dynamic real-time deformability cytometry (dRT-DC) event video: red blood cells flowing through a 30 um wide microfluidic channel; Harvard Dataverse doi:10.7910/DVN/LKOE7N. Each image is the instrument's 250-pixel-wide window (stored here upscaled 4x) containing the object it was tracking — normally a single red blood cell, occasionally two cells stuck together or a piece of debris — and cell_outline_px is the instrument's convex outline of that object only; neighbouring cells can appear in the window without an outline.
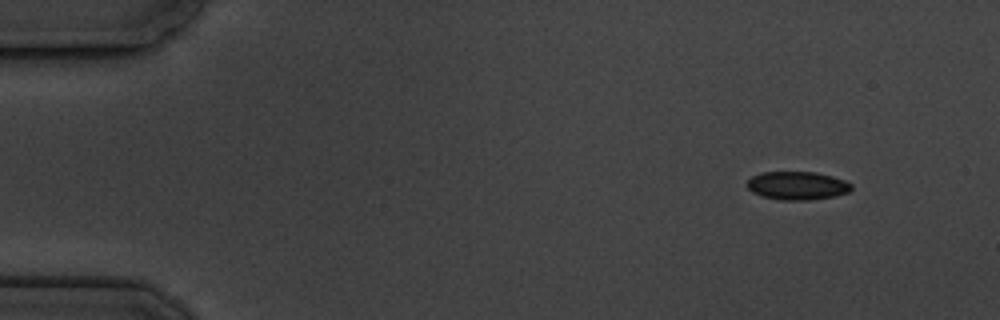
{"species": "common noctule bat (a hibernating species)", "species_latin": "Nyctalus noctula", "temperature_condition": "cold", "stored_images_in_passage": 6, "camera_frame_rate_fps": 3000, "um_per_image_px": 0.085, "animal": {"sex": "male", "body_mass_g": 19.5, "forearm_length_mm": 54.6}, "frame": {"image": 1, "passage_image": 1, "time_ms": 0.0, "image_size_px": [1000, 320], "cell_outline_px": [[852, 188], [848, 192], [836, 196], [808, 200], [780, 200], [760, 196], [752, 192], [744, 184], [752, 176], [760, 172], [816, 172], [832, 176], [844, 180], [852, 184]], "centroid_in_image_um": [67.73, 15.78], "position_along_channel_um": 17.3, "area_um2": 17.4}}
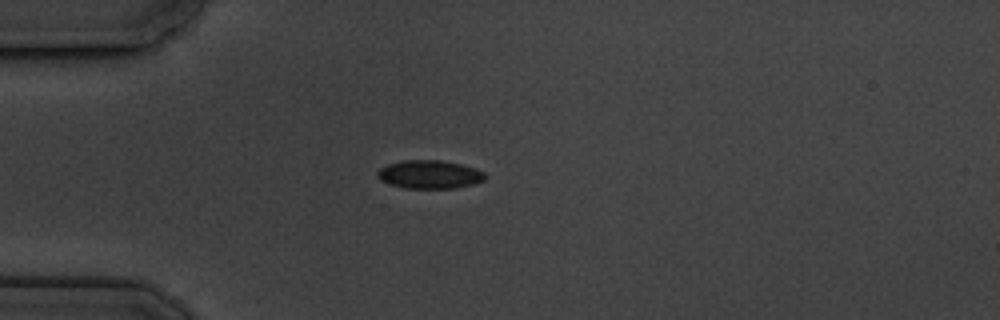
{"frame": {"image": 2, "passage_image": 4, "time_ms": 3.333, "image_size_px": [1000, 320], "cell_outline_px": [[488, 176], [484, 180], [472, 184], [456, 188], [404, 188], [380, 180], [376, 176], [376, 172], [380, 168], [388, 164], [404, 160], [440, 160], [460, 164], [484, 172]], "centroid_in_image_um": [36.5, 14.83], "position_along_channel_um": 48.5, "area_um2": 17.69}}
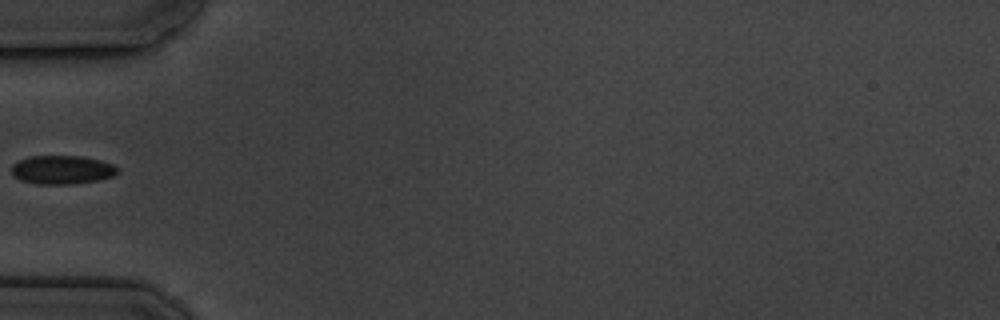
{"frame": {"image": 3, "passage_image": 5, "time_ms": 4.667, "image_size_px": [1000, 320], "cell_outline_px": [[120, 172], [112, 176], [96, 180], [76, 184], [36, 184], [20, 180], [12, 176], [12, 164], [28, 156], [80, 156], [100, 160], [112, 164]], "centroid_in_image_um": [5.24, 14.44], "position_along_channel_um": 79.8, "area_um2": 17.74}}